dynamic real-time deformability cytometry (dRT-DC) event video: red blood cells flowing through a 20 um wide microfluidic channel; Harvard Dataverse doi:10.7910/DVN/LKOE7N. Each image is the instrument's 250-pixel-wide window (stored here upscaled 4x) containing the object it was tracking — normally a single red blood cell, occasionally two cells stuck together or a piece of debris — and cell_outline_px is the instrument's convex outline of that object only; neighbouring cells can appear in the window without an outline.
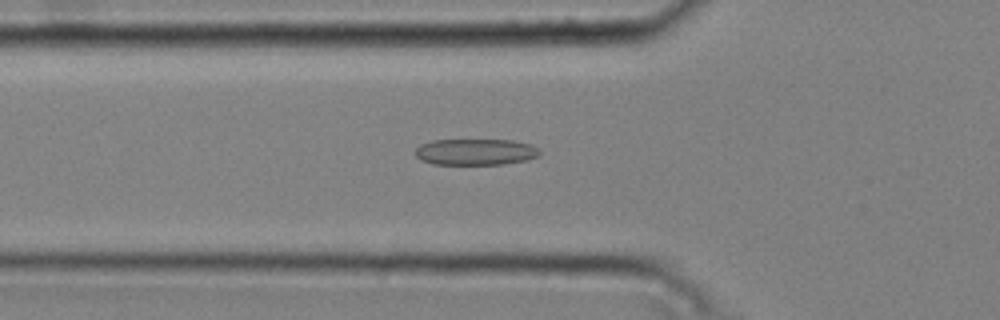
{"species": "common noctule bat (a hibernating species)", "species_latin": "Nyctalus noctula", "temperature_condition": "cold", "stored_images_in_passage": 49, "camera_frame_rate_fps": 3000, "um_per_image_px": 0.085, "animal": {"sex": "male", "body_mass_g": 20.4}, "frame": {"image": 1, "passage_image": 17, "time_ms": 5.333, "image_size_px": [1000, 320], "cell_outline_px": [[540, 152], [536, 156], [524, 160], [504, 164], [432, 164], [420, 160], [416, 156], [416, 148], [420, 144], [432, 140], [512, 140], [532, 144], [540, 148]], "centroid_in_image_um": [40.41, 12.9], "position_along_channel_um": 85.4, "area_um2": 19.07}}
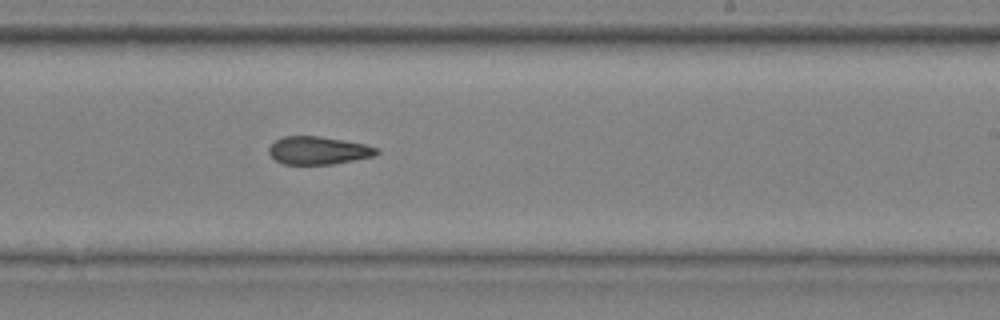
{"frame": {"image": 2, "passage_image": 31, "time_ms": 10.0, "image_size_px": [1000, 320], "cell_outline_px": [[380, 152], [376, 156], [332, 164], [284, 164], [276, 160], [268, 152], [268, 148], [276, 140], [284, 136], [320, 136], [368, 144], [380, 148]], "centroid_in_image_um": [27.12, 12.78], "position_along_channel_um": 261.9, "area_um2": 17.69}}
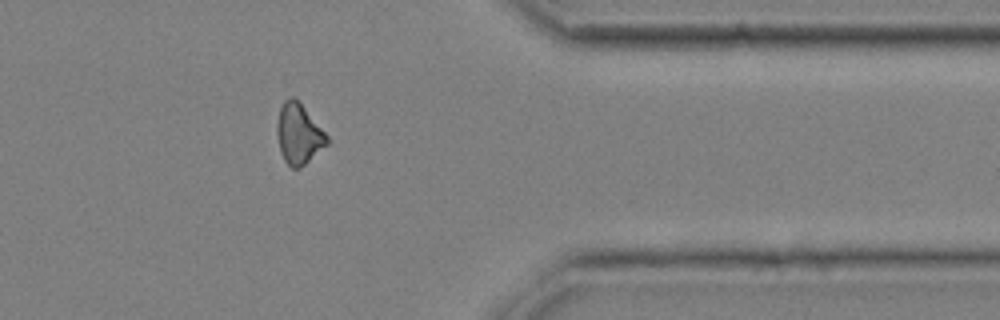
{"frame": {"image": 3, "passage_image": 42, "time_ms": 13.667, "image_size_px": [1000, 320], "cell_outline_px": [[328, 144], [300, 168], [292, 168], [284, 160], [280, 152], [276, 136], [276, 124], [280, 108], [284, 100], [292, 96], [304, 108], [328, 136]], "centroid_in_image_um": [25.36, 11.41], "position_along_channel_um": 386.0, "area_um2": 17.4}, "authors_computed_cell_mechanics": {"area_um2": 18.2648, "velocity_mm_per_s": 3.7759, "shape_relaxation_time_tau1_ms": 5.441, "shape_relaxation_time_tau2_ms": 5.5015, "deformation_change_tau1": 0.1201, "deformation_change_tau2": 0.1619}}